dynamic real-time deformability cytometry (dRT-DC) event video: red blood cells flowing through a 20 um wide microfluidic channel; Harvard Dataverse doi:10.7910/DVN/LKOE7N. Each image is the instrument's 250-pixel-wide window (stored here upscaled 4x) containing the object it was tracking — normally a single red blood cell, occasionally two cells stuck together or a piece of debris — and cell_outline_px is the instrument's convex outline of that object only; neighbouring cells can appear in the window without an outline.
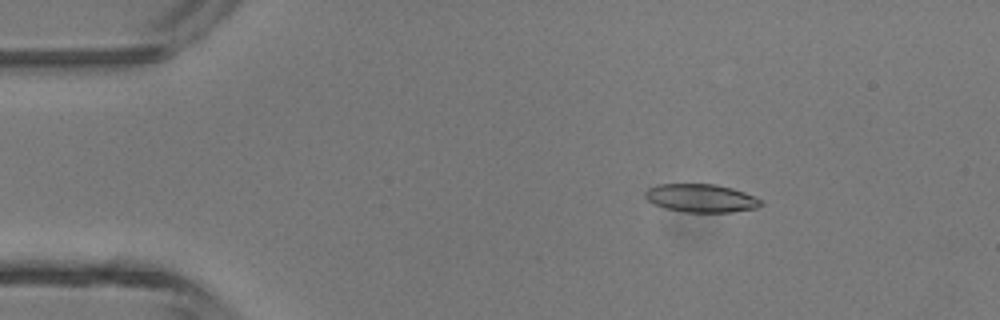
{"species": "common noctule bat (a hibernating species)", "species_latin": "Nyctalus noctula", "temperature_condition": "room temperature", "stored_images_in_passage": 3, "camera_frame_rate_fps": 3000, "um_per_image_px": 0.085, "animal": {"sex": "male", "body_mass_g": 13.3}, "frame": {"image": 1, "passage_image": 1, "time_ms": 0.0, "image_size_px": [1000, 320], "cell_outline_px": [[764, 204], [756, 208], [732, 212], [684, 212], [664, 208], [652, 204], [644, 196], [644, 192], [648, 188], [656, 184], [716, 184], [732, 188], [744, 192], [760, 200]], "centroid_in_image_um": [59.54, 16.84], "position_along_channel_um": 25.5, "area_um2": 19.13}}
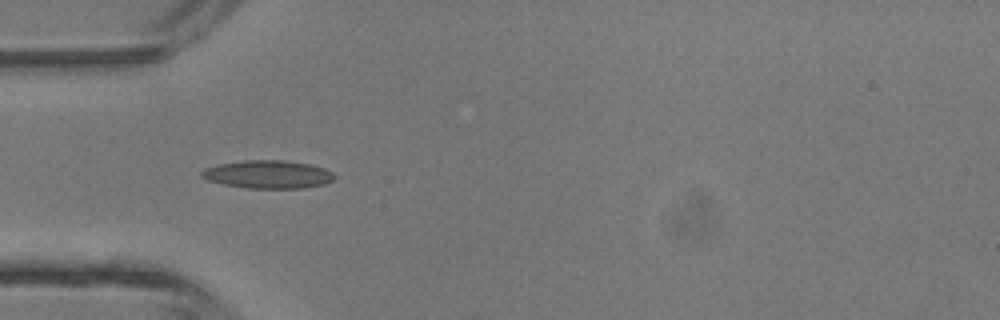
{"frame": {"image": 2, "passage_image": 3, "time_ms": 0.667, "image_size_px": [1000, 320], "cell_outline_px": [[336, 176], [332, 180], [324, 184], [304, 188], [248, 188], [224, 184], [208, 180], [200, 176], [200, 172], [204, 168], [220, 164], [244, 160], [284, 160], [308, 164], [324, 168], [332, 172]], "centroid_in_image_um": [22.77, 14.82], "position_along_channel_um": 62.2, "area_um2": 21.62}}